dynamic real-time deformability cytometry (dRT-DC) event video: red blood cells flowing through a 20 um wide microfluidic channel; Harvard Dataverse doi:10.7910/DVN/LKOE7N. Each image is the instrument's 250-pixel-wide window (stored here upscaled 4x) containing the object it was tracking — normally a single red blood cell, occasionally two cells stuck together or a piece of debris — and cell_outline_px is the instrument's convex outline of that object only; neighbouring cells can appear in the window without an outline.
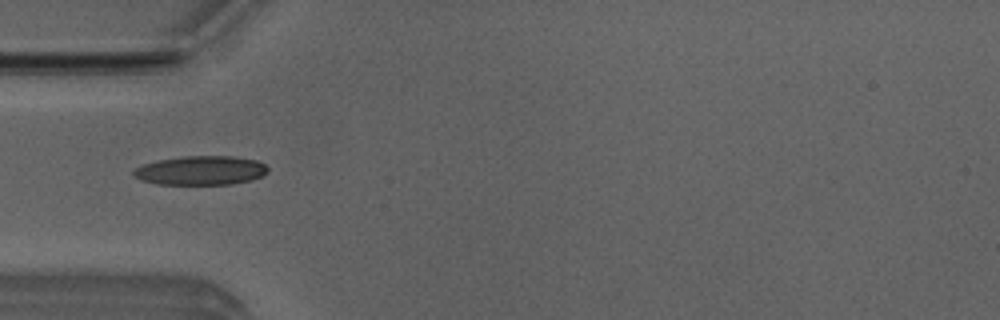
{"species": "Egyptian fruit bat (a non-hibernating species)", "species_latin": "Rousettus aegyptiacus", "temperature_condition": "room temperature", "stored_images_in_passage": 4, "camera_frame_rate_fps": 3000, "um_per_image_px": 0.085, "animal": {"sex": "male"}, "frame": {"image": 1, "passage_image": 4, "time_ms": 1.0, "image_size_px": [1000, 320], "cell_outline_px": [[268, 172], [252, 180], [232, 184], [156, 184], [140, 180], [132, 172], [136, 168], [144, 164], [156, 160], [184, 156], [232, 156], [256, 160], [264, 164], [268, 168]], "centroid_in_image_um": [17.07, 14.49], "position_along_channel_um": 67.9, "area_um2": 22.72}}